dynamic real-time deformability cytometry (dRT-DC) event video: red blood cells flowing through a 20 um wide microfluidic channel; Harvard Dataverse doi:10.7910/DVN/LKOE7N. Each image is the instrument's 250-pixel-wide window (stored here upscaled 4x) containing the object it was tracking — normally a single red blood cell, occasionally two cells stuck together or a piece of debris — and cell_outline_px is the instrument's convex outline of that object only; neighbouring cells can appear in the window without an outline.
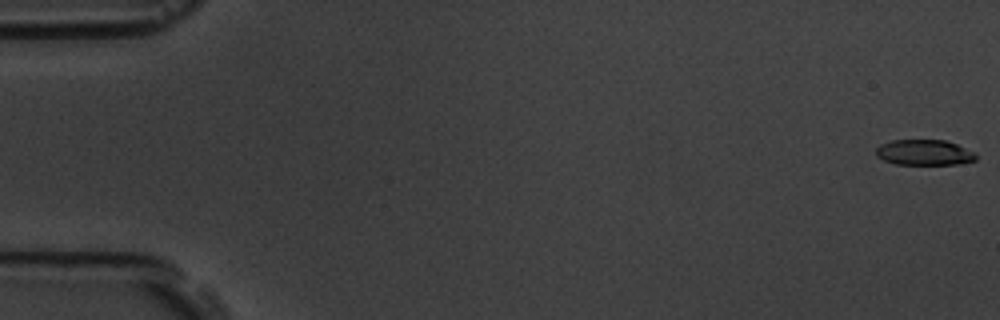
{"species": "common noctule bat (a hibernating species)", "species_latin": "Nyctalus noctula", "temperature_condition": "room temperature", "stored_images_in_passage": 4, "camera_frame_rate_fps": 3000, "um_per_image_px": 0.085, "animal": {"sex": "male", "body_mass_g": 19.5, "forearm_length_mm": 54.6}, "frame": {"image": 1, "passage_image": 1, "time_ms": 0.0, "image_size_px": [1000, 320], "cell_outline_px": [[976, 160], [960, 164], [896, 164], [884, 160], [876, 156], [876, 148], [880, 144], [892, 140], [944, 140], [956, 144], [976, 152]], "centroid_in_image_um": [78.57, 12.96], "position_along_channel_um": 6.4, "area_um2": 14.91}}
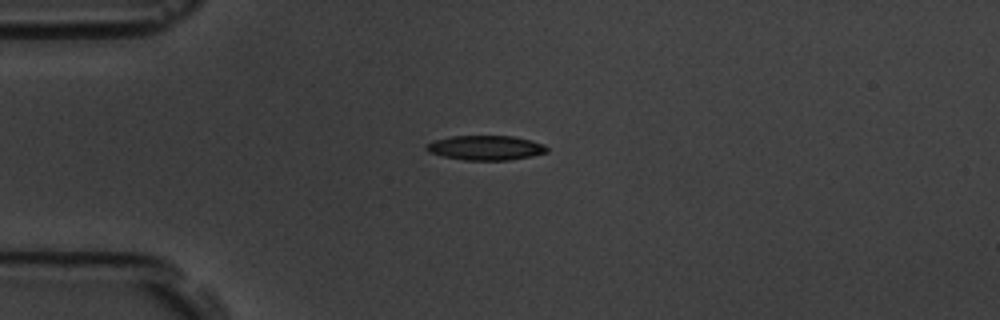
{"frame": {"image": 2, "passage_image": 4, "time_ms": 4.667, "image_size_px": [1000, 320], "cell_outline_px": [[548, 152], [532, 156], [508, 160], [464, 160], [444, 156], [428, 152], [424, 148], [432, 140], [452, 136], [512, 136], [532, 140], [544, 144], [548, 148]], "centroid_in_image_um": [41.29, 12.56], "position_along_channel_um": 43.7, "area_um2": 17.34}}